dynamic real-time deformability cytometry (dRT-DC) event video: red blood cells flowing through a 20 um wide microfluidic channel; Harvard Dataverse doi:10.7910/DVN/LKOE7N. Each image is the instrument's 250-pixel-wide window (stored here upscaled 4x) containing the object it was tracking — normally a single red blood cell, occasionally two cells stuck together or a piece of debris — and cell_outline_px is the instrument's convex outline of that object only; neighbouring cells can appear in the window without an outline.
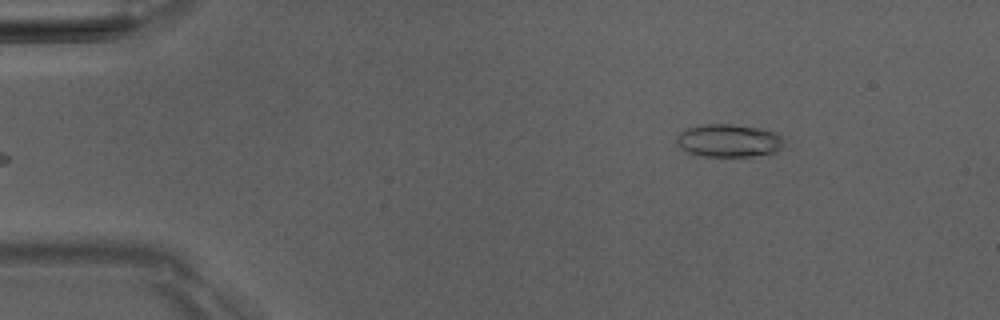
{"species": "Egyptian fruit bat (a non-hibernating species)", "species_latin": "Rousettus aegyptiacus", "temperature_condition": "room temperature", "stored_images_in_passage": 5, "camera_frame_rate_fps": 3000, "um_per_image_px": 0.085, "animal": {"sex": "male"}, "frame": {"image": 1, "passage_image": 5, "time_ms": 4.333, "image_size_px": [1000, 320], "cell_outline_px": [[784, 148], [776, 152], [748, 156], [700, 156], [688, 152], [680, 148], [676, 140], [676, 136], [684, 128], [696, 124], [732, 124], [760, 128], [772, 132], [780, 136], [784, 140]], "centroid_in_image_um": [61.9, 11.94], "position_along_channel_um": 23.1, "area_um2": 20.81}}